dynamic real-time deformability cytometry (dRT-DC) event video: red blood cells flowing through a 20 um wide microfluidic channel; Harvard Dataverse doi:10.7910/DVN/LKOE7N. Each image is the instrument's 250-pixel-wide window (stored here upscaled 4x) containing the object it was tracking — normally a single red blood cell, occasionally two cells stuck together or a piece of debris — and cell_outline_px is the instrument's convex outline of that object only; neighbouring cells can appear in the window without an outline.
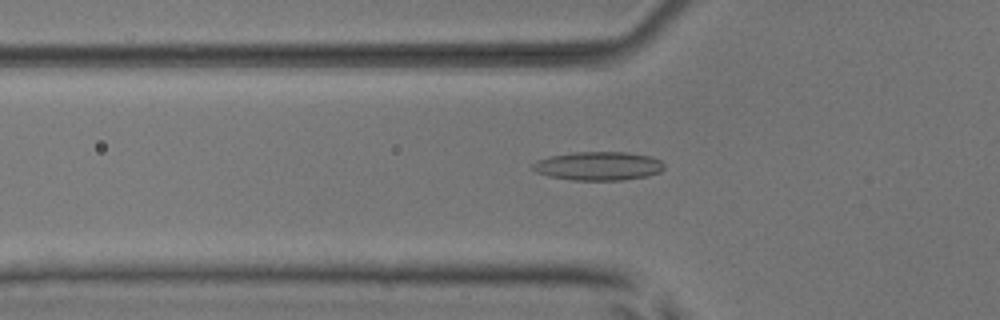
{"species": "common noctule bat (a hibernating species)", "species_latin": "Nyctalus noctula", "temperature_condition": "room temperature", "stored_images_in_passage": 42, "camera_frame_rate_fps": 3000, "um_per_image_px": 0.085, "animal": {"sex": "male", "body_mass_g": 17.9, "forearm_length_mm": 54.2}, "frame": {"image": 1, "passage_image": 8, "time_ms": 2.333, "image_size_px": [1000, 320], "cell_outline_px": [[664, 168], [660, 172], [648, 176], [624, 180], [572, 180], [548, 176], [536, 172], [532, 168], [532, 164], [536, 160], [548, 156], [572, 152], [628, 152], [652, 156], [660, 160], [664, 164]], "centroid_in_image_um": [50.86, 14.1], "position_along_channel_um": 74.9, "area_um2": 22.25}}
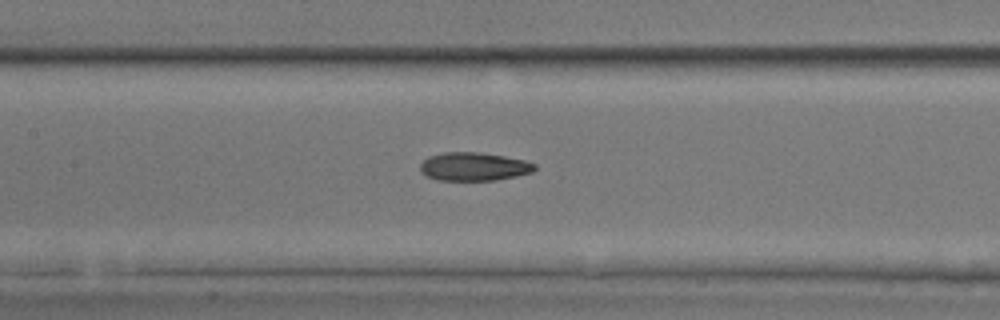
{"frame": {"image": 2, "passage_image": 15, "time_ms": 4.667, "image_size_px": [1000, 320], "cell_outline_px": [[536, 168], [532, 172], [516, 176], [496, 180], [440, 180], [428, 176], [420, 172], [420, 164], [428, 156], [444, 152], [480, 152], [504, 156], [524, 160], [536, 164]], "centroid_in_image_um": [40.27, 14.15], "position_along_channel_um": 167.1, "area_um2": 18.9}}
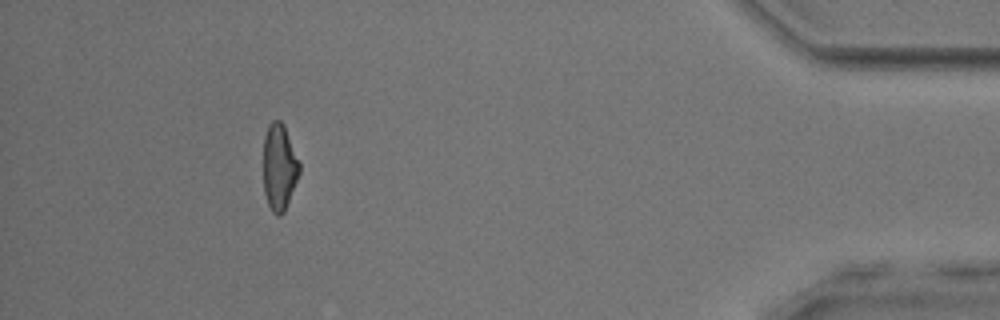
{"frame": {"image": 3, "passage_image": 38, "time_ms": 12.333, "image_size_px": [1000, 320], "cell_outline_px": [[300, 172], [284, 212], [280, 216], [276, 216], [272, 212], [268, 204], [264, 192], [264, 136], [268, 124], [272, 120], [280, 120], [284, 124], [300, 164]], "centroid_in_image_um": [23.73, 14.2], "position_along_channel_um": 411.5, "area_um2": 18.15}, "authors_computed_cell_mechanics": {"area_um2": 18.9295, "velocity_mm_per_s": 3.9371, "shape_relaxation_time_tau1_ms": null, "shape_relaxation_time_tau2_ms": 5.9427, "deformation_change_tau1": null, "deformation_change_tau2": 0.1657}}